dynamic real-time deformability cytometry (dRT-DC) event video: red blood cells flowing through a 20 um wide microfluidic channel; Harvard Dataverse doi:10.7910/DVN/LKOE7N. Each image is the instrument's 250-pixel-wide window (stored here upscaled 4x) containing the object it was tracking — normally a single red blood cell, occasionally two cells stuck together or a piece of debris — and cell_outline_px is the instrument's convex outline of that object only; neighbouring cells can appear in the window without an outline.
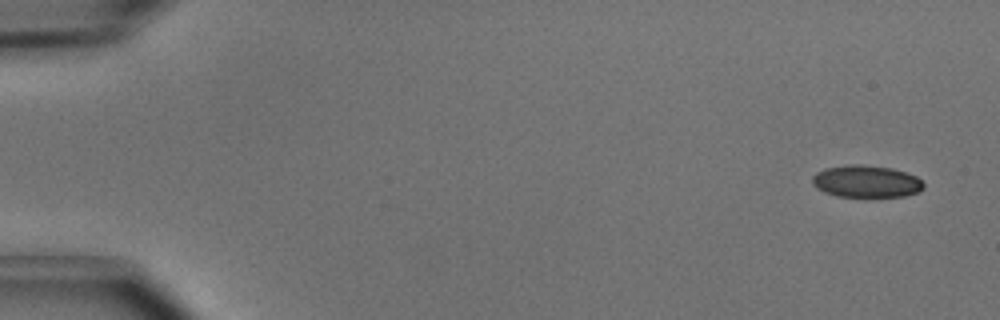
{"species": "common noctule bat (a hibernating species)", "species_latin": "Nyctalus noctula", "temperature_condition": "cold", "stored_images_in_passage": 3, "camera_frame_rate_fps": 3000, "um_per_image_px": 0.085, "animal": {"sex": "male", "body_mass_g": 15.6}, "frame": {"image": 1, "passage_image": 1, "time_ms": 0.0, "image_size_px": [1000, 320], "cell_outline_px": [[924, 188], [920, 192], [904, 196], [836, 196], [824, 192], [816, 188], [812, 184], [812, 176], [816, 172], [824, 168], [848, 164], [860, 164], [892, 168], [916, 176], [924, 184]], "centroid_in_image_um": [73.6, 15.41], "position_along_channel_um": 11.4, "area_um2": 20.92}}